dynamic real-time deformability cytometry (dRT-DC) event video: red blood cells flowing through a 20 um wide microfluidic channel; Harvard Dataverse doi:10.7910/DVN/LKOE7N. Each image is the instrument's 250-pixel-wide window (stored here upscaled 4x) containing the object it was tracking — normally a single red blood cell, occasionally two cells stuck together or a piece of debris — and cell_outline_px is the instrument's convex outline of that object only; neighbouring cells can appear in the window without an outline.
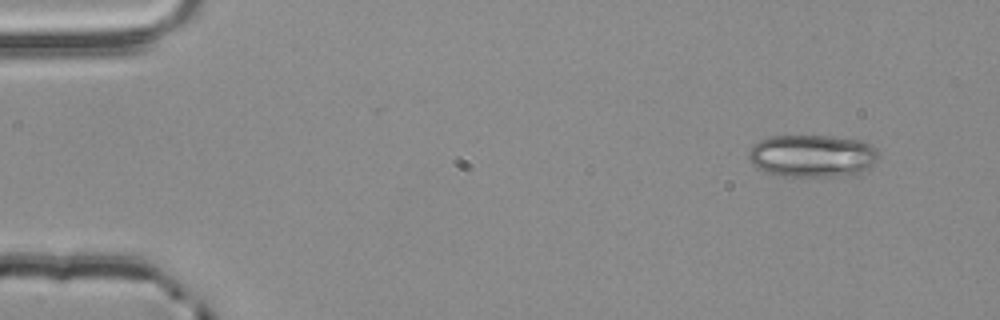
{"species": "common noctule bat (a hibernating species)", "species_latin": "Nyctalus noctula", "temperature_condition": "room temperature", "stored_images_in_passage": 4, "camera_frame_rate_fps": 3000, "um_per_image_px": 0.085, "animal": {"sex": "male", "body_mass_g": 20.4}, "frame": {"image": 1, "passage_image": 1, "time_ms": 0.0, "image_size_px": [1000, 320], "cell_outline_px": [[876, 160], [872, 164], [860, 172], [836, 176], [780, 176], [768, 172], [752, 164], [748, 156], [748, 152], [752, 144], [760, 140], [772, 136], [832, 136], [860, 140], [872, 144], [876, 148]], "centroid_in_image_um": [69.01, 13.23], "position_along_channel_um": 16.0, "area_um2": 31.91}}
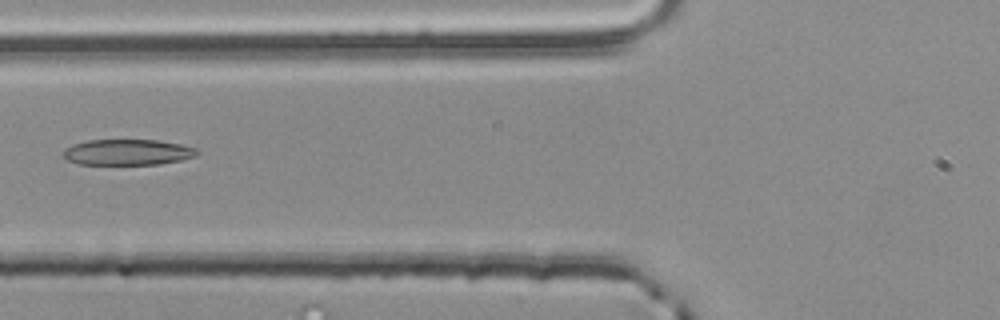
{"frame": {"image": 2, "passage_image": 4, "time_ms": 1.0, "image_size_px": [1000, 320], "cell_outline_px": [[200, 152], [196, 156], [180, 160], [160, 164], [76, 164], [68, 160], [64, 156], [64, 152], [72, 144], [88, 140], [156, 140], [180, 144], [196, 148]], "centroid_in_image_um": [10.87, 12.94], "position_along_channel_um": 114.9, "area_um2": 20.0}}